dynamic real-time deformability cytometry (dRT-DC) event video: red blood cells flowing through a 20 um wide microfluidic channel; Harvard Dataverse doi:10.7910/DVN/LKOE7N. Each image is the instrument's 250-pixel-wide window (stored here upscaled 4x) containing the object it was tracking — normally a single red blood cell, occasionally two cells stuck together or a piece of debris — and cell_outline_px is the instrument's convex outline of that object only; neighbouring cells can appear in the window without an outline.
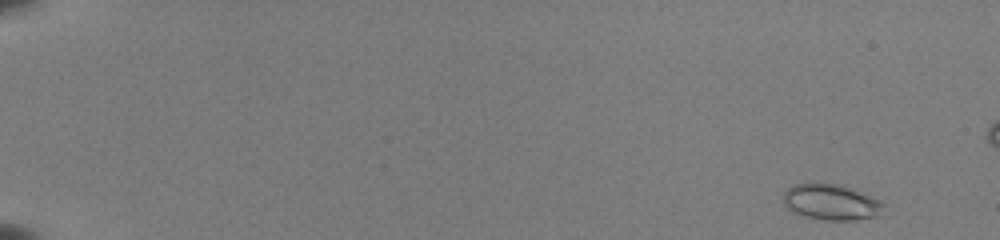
{"species": "common noctule bat (a hibernating species)", "species_latin": "Nyctalus noctula", "temperature_condition": "room temperature", "stored_images_in_passage": 52, "camera_frame_rate_fps": 3000, "um_per_image_px": 0.085, "animal": {"sex": "female", "body_mass_g": 22.0, "forearm_length_mm": 56.7}, "frame": {"image": 1, "passage_image": 3, "time_ms": 0.667, "image_size_px": [1000, 240], "cell_outline_px": [[884, 204], [876, 216], [856, 220], [824, 220], [792, 212], [784, 204], [784, 192], [792, 184], [808, 180], [824, 180], [840, 184], [880, 200]], "centroid_in_image_um": [70.56, 17.11], "position_along_channel_um": 14.4, "area_um2": 21.39}}
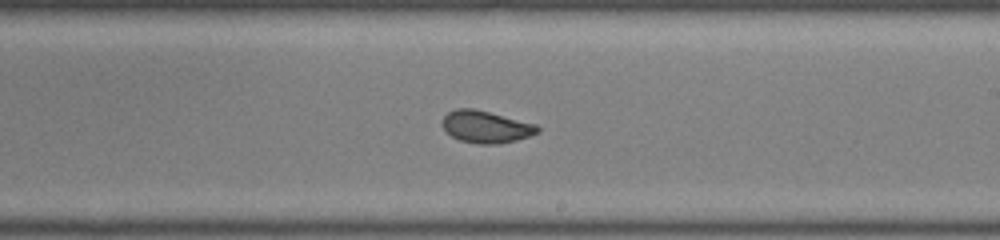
{"frame": {"image": 2, "passage_image": 34, "time_ms": 11.0, "image_size_px": [1000, 240], "cell_outline_px": [[540, 132], [516, 140], [496, 144], [480, 144], [460, 140], [452, 136], [440, 124], [444, 116], [448, 112], [456, 108], [472, 108], [536, 124], [540, 128]], "centroid_in_image_um": [41.29, 10.78], "position_along_channel_um": 247.7, "area_um2": 17.63}}
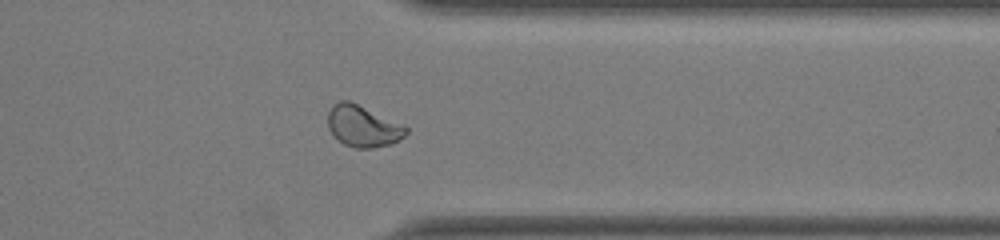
{"frame": {"image": 3, "passage_image": 44, "time_ms": 14.333, "image_size_px": [1000, 240], "cell_outline_px": [[408, 132], [404, 136], [392, 144], [372, 148], [356, 148], [344, 144], [328, 128], [328, 112], [332, 104], [340, 100], [348, 100], [404, 124], [408, 128]], "centroid_in_image_um": [30.87, 10.71], "position_along_channel_um": 380.5, "area_um2": 18.84}}